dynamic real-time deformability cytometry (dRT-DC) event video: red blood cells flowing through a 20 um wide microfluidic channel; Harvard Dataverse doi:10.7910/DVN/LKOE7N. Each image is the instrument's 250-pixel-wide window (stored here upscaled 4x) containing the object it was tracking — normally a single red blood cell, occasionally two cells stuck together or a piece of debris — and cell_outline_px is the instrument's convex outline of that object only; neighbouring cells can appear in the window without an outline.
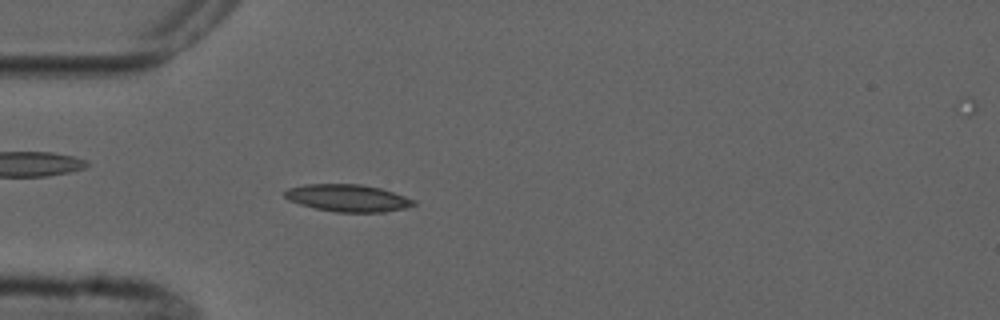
{"species": "common noctule bat (a hibernating species)", "species_latin": "Nyctalus noctula", "temperature_condition": "cold", "stored_images_in_passage": 1, "camera_frame_rate_fps": 3000, "um_per_image_px": 0.085, "animal": {"sex": "male", "forearm_length_mm": 52.5}, "frame": {"image": 1, "passage_image": 1, "time_ms": 0.0, "image_size_px": [1000, 320], "cell_outline_px": [[416, 204], [404, 208], [384, 212], [336, 212], [316, 208], [300, 204], [288, 200], [284, 196], [284, 192], [288, 188], [304, 184], [360, 184], [380, 188], [416, 200]], "centroid_in_image_um": [29.54, 16.83], "position_along_channel_um": 55.5, "area_um2": 20.35}}